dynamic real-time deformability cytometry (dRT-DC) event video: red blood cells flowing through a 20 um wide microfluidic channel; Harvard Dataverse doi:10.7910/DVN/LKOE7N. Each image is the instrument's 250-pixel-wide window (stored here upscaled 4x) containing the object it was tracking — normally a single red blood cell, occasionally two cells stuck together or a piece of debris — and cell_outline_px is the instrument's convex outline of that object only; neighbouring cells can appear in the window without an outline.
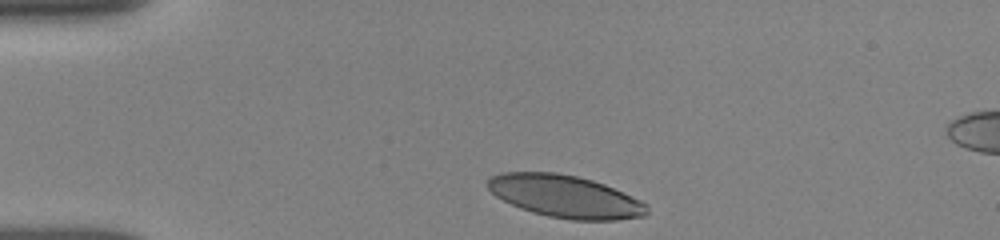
{"species": "human", "species_latin": "Homo sapiens", "temperature_condition": "room temperature", "stored_images_in_passage": 28, "camera_frame_rate_fps": 3000, "um_per_image_px": 0.085, "donor": {"sex": "female"}, "frame": {"image": 1, "passage_image": 1, "time_ms": 0.0, "image_size_px": [1000, 240], "cell_outline_px": [[648, 212], [644, 216], [616, 220], [572, 220], [548, 216], [532, 212], [520, 208], [496, 196], [484, 184], [492, 176], [500, 172], [556, 172], [576, 176], [592, 180], [604, 184], [640, 200], [648, 204]], "centroid_in_image_um": [48.03, 16.69], "position_along_channel_um": 37.0, "area_um2": 39.3}}
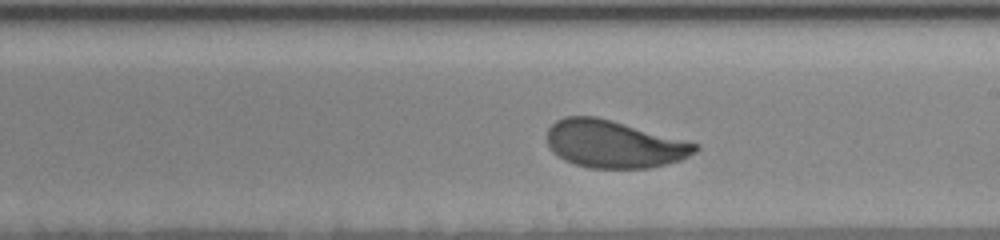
{"frame": {"image": 2, "passage_image": 18, "time_ms": 6.333, "image_size_px": [1000, 240], "cell_outline_px": [[700, 148], [696, 152], [680, 160], [648, 168], [588, 168], [564, 160], [552, 152], [548, 144], [548, 128], [556, 120], [564, 116], [596, 116], [612, 120], [688, 140], [700, 144]], "centroid_in_image_um": [52.21, 12.24], "position_along_channel_um": 236.8, "area_um2": 41.21}}
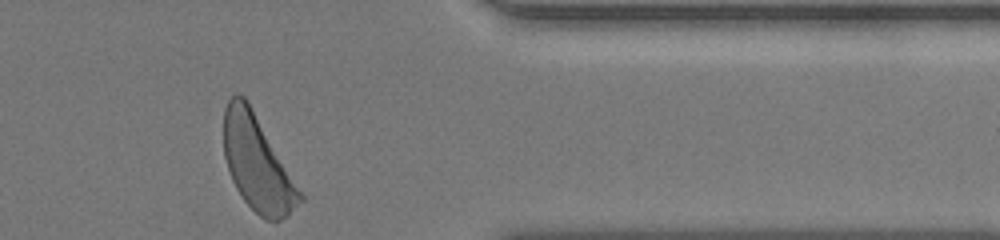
{"frame": {"image": 3, "passage_image": 28, "time_ms": 10.667, "image_size_px": [1000, 240], "cell_outline_px": [[304, 200], [288, 216], [280, 220], [264, 220], [244, 200], [236, 188], [232, 180], [224, 156], [224, 108], [228, 100], [236, 92], [244, 96], [248, 100], [304, 196]], "centroid_in_image_um": [21.87, 13.88], "position_along_channel_um": 389.5, "area_um2": 41.96}, "authors_computed_cell_mechanics": {"area_um2": 41.7027, "velocity_mm_per_s": 3.8377, "shape_relaxation_time_tau1_ms": 2.3847, "shape_relaxation_time_tau2_ms": null, "deformation_change_tau1": 0.1343, "deformation_change_tau2": null}}